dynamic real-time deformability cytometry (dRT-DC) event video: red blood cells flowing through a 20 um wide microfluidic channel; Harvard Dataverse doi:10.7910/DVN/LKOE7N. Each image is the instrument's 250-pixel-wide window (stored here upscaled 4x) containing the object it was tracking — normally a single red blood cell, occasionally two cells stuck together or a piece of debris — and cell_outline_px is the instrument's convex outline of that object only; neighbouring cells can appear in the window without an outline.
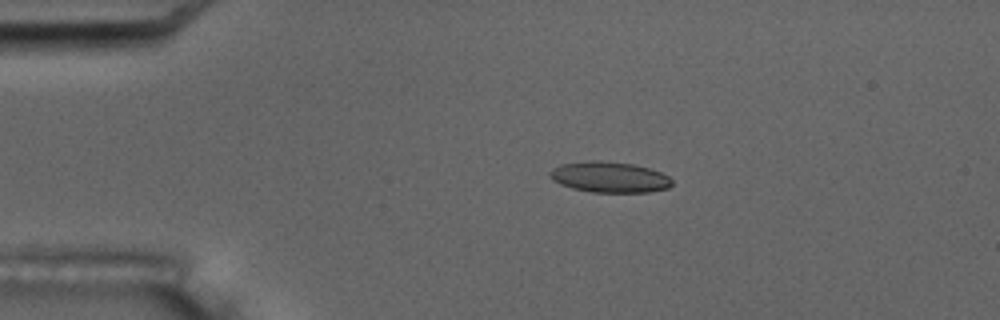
{"species": "common noctule bat (a hibernating species)", "species_latin": "Nyctalus noctula", "temperature_condition": "room temperature", "stored_images_in_passage": 3, "camera_frame_rate_fps": 3000, "um_per_image_px": 0.085, "animal": {"sex": "male", "body_mass_g": 17.5, "forearm_length_mm": 52.3}, "frame": {"image": 1, "passage_image": 2, "time_ms": 3.0, "image_size_px": [1000, 320], "cell_outline_px": [[672, 184], [668, 188], [648, 192], [592, 192], [572, 188], [560, 184], [552, 180], [548, 176], [548, 172], [552, 168], [560, 164], [588, 160], [600, 160], [632, 164], [648, 168], [660, 172], [668, 176], [672, 180]], "centroid_in_image_um": [51.75, 15.05], "position_along_channel_um": 33.2, "area_um2": 22.02}}